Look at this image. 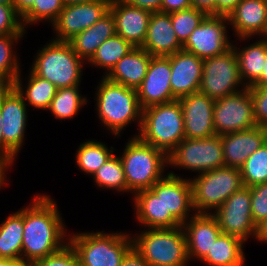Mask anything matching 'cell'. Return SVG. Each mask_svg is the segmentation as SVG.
Here are the masks:
<instances>
[{"label":"cell","instance_id":"12","mask_svg":"<svg viewBox=\"0 0 267 266\" xmlns=\"http://www.w3.org/2000/svg\"><path fill=\"white\" fill-rule=\"evenodd\" d=\"M213 125L216 135L243 131L257 126L248 87L215 100Z\"/></svg>","mask_w":267,"mask_h":266},{"label":"cell","instance_id":"23","mask_svg":"<svg viewBox=\"0 0 267 266\" xmlns=\"http://www.w3.org/2000/svg\"><path fill=\"white\" fill-rule=\"evenodd\" d=\"M227 17L242 40L267 36V0H241Z\"/></svg>","mask_w":267,"mask_h":266},{"label":"cell","instance_id":"19","mask_svg":"<svg viewBox=\"0 0 267 266\" xmlns=\"http://www.w3.org/2000/svg\"><path fill=\"white\" fill-rule=\"evenodd\" d=\"M109 10L115 18L116 34L133 47H142L152 13L123 0H111Z\"/></svg>","mask_w":267,"mask_h":266},{"label":"cell","instance_id":"44","mask_svg":"<svg viewBox=\"0 0 267 266\" xmlns=\"http://www.w3.org/2000/svg\"><path fill=\"white\" fill-rule=\"evenodd\" d=\"M193 7L192 0H162L161 12L172 13Z\"/></svg>","mask_w":267,"mask_h":266},{"label":"cell","instance_id":"54","mask_svg":"<svg viewBox=\"0 0 267 266\" xmlns=\"http://www.w3.org/2000/svg\"><path fill=\"white\" fill-rule=\"evenodd\" d=\"M0 155L4 156V138L2 133V116L0 113Z\"/></svg>","mask_w":267,"mask_h":266},{"label":"cell","instance_id":"11","mask_svg":"<svg viewBox=\"0 0 267 266\" xmlns=\"http://www.w3.org/2000/svg\"><path fill=\"white\" fill-rule=\"evenodd\" d=\"M242 84L238 58L233 47L225 53L203 60V73L199 92L217 100L236 93Z\"/></svg>","mask_w":267,"mask_h":266},{"label":"cell","instance_id":"46","mask_svg":"<svg viewBox=\"0 0 267 266\" xmlns=\"http://www.w3.org/2000/svg\"><path fill=\"white\" fill-rule=\"evenodd\" d=\"M120 266H149L143 257L132 247L123 258Z\"/></svg>","mask_w":267,"mask_h":266},{"label":"cell","instance_id":"2","mask_svg":"<svg viewBox=\"0 0 267 266\" xmlns=\"http://www.w3.org/2000/svg\"><path fill=\"white\" fill-rule=\"evenodd\" d=\"M136 136L168 156L185 138L179 100L143 109L139 133Z\"/></svg>","mask_w":267,"mask_h":266},{"label":"cell","instance_id":"14","mask_svg":"<svg viewBox=\"0 0 267 266\" xmlns=\"http://www.w3.org/2000/svg\"><path fill=\"white\" fill-rule=\"evenodd\" d=\"M212 215L223 234L237 237L243 242L250 235L256 236L257 226L251 213L250 187L243 186L234 192Z\"/></svg>","mask_w":267,"mask_h":266},{"label":"cell","instance_id":"26","mask_svg":"<svg viewBox=\"0 0 267 266\" xmlns=\"http://www.w3.org/2000/svg\"><path fill=\"white\" fill-rule=\"evenodd\" d=\"M115 34V18L109 10L94 25L75 35L68 42L81 59L89 61L98 47Z\"/></svg>","mask_w":267,"mask_h":266},{"label":"cell","instance_id":"21","mask_svg":"<svg viewBox=\"0 0 267 266\" xmlns=\"http://www.w3.org/2000/svg\"><path fill=\"white\" fill-rule=\"evenodd\" d=\"M224 166L240 169L247 158L266 141L265 127L254 128L220 135Z\"/></svg>","mask_w":267,"mask_h":266},{"label":"cell","instance_id":"18","mask_svg":"<svg viewBox=\"0 0 267 266\" xmlns=\"http://www.w3.org/2000/svg\"><path fill=\"white\" fill-rule=\"evenodd\" d=\"M178 100L183 113L185 138L200 139L216 135L213 125L214 99L198 91Z\"/></svg>","mask_w":267,"mask_h":266},{"label":"cell","instance_id":"48","mask_svg":"<svg viewBox=\"0 0 267 266\" xmlns=\"http://www.w3.org/2000/svg\"><path fill=\"white\" fill-rule=\"evenodd\" d=\"M192 6L207 15H215V0H192Z\"/></svg>","mask_w":267,"mask_h":266},{"label":"cell","instance_id":"7","mask_svg":"<svg viewBox=\"0 0 267 266\" xmlns=\"http://www.w3.org/2000/svg\"><path fill=\"white\" fill-rule=\"evenodd\" d=\"M82 61L69 42L53 40L37 53L31 70L57 89L72 87L81 82Z\"/></svg>","mask_w":267,"mask_h":266},{"label":"cell","instance_id":"42","mask_svg":"<svg viewBox=\"0 0 267 266\" xmlns=\"http://www.w3.org/2000/svg\"><path fill=\"white\" fill-rule=\"evenodd\" d=\"M33 266H80L77 254L69 243L60 251L37 260Z\"/></svg>","mask_w":267,"mask_h":266},{"label":"cell","instance_id":"49","mask_svg":"<svg viewBox=\"0 0 267 266\" xmlns=\"http://www.w3.org/2000/svg\"><path fill=\"white\" fill-rule=\"evenodd\" d=\"M35 0H14L13 5L16 13L22 17L34 4Z\"/></svg>","mask_w":267,"mask_h":266},{"label":"cell","instance_id":"39","mask_svg":"<svg viewBox=\"0 0 267 266\" xmlns=\"http://www.w3.org/2000/svg\"><path fill=\"white\" fill-rule=\"evenodd\" d=\"M62 0H35L33 6L21 17L23 28L44 19L52 23L58 18L64 8Z\"/></svg>","mask_w":267,"mask_h":266},{"label":"cell","instance_id":"1","mask_svg":"<svg viewBox=\"0 0 267 266\" xmlns=\"http://www.w3.org/2000/svg\"><path fill=\"white\" fill-rule=\"evenodd\" d=\"M64 235L55 202L44 194L34 196L32 205L24 208L22 259L34 263L60 251L67 245Z\"/></svg>","mask_w":267,"mask_h":266},{"label":"cell","instance_id":"13","mask_svg":"<svg viewBox=\"0 0 267 266\" xmlns=\"http://www.w3.org/2000/svg\"><path fill=\"white\" fill-rule=\"evenodd\" d=\"M26 102L13 86L0 91L4 156L14 160L22 144L27 121Z\"/></svg>","mask_w":267,"mask_h":266},{"label":"cell","instance_id":"55","mask_svg":"<svg viewBox=\"0 0 267 266\" xmlns=\"http://www.w3.org/2000/svg\"><path fill=\"white\" fill-rule=\"evenodd\" d=\"M64 5H73V4H80V3H87L94 0H62Z\"/></svg>","mask_w":267,"mask_h":266},{"label":"cell","instance_id":"3","mask_svg":"<svg viewBox=\"0 0 267 266\" xmlns=\"http://www.w3.org/2000/svg\"><path fill=\"white\" fill-rule=\"evenodd\" d=\"M125 147L120 159L124 168L127 192L137 193L150 189L163 178V170L168 165V159L162 151L143 142L136 135Z\"/></svg>","mask_w":267,"mask_h":266},{"label":"cell","instance_id":"43","mask_svg":"<svg viewBox=\"0 0 267 266\" xmlns=\"http://www.w3.org/2000/svg\"><path fill=\"white\" fill-rule=\"evenodd\" d=\"M257 126H267V85L249 86Z\"/></svg>","mask_w":267,"mask_h":266},{"label":"cell","instance_id":"29","mask_svg":"<svg viewBox=\"0 0 267 266\" xmlns=\"http://www.w3.org/2000/svg\"><path fill=\"white\" fill-rule=\"evenodd\" d=\"M24 208L8 216L0 225V258H22Z\"/></svg>","mask_w":267,"mask_h":266},{"label":"cell","instance_id":"31","mask_svg":"<svg viewBox=\"0 0 267 266\" xmlns=\"http://www.w3.org/2000/svg\"><path fill=\"white\" fill-rule=\"evenodd\" d=\"M135 197L136 217L142 225L163 228V205L161 199L151 189L133 194Z\"/></svg>","mask_w":267,"mask_h":266},{"label":"cell","instance_id":"4","mask_svg":"<svg viewBox=\"0 0 267 266\" xmlns=\"http://www.w3.org/2000/svg\"><path fill=\"white\" fill-rule=\"evenodd\" d=\"M97 90L99 119L115 136L132 121L137 120L141 125L142 109L136 89L110 81L103 76Z\"/></svg>","mask_w":267,"mask_h":266},{"label":"cell","instance_id":"20","mask_svg":"<svg viewBox=\"0 0 267 266\" xmlns=\"http://www.w3.org/2000/svg\"><path fill=\"white\" fill-rule=\"evenodd\" d=\"M172 95L178 100L199 91L203 73V59L184 50L169 56Z\"/></svg>","mask_w":267,"mask_h":266},{"label":"cell","instance_id":"6","mask_svg":"<svg viewBox=\"0 0 267 266\" xmlns=\"http://www.w3.org/2000/svg\"><path fill=\"white\" fill-rule=\"evenodd\" d=\"M121 233L87 232L69 237L80 266H120L133 247V238Z\"/></svg>","mask_w":267,"mask_h":266},{"label":"cell","instance_id":"32","mask_svg":"<svg viewBox=\"0 0 267 266\" xmlns=\"http://www.w3.org/2000/svg\"><path fill=\"white\" fill-rule=\"evenodd\" d=\"M134 47L120 35L115 34L104 41L88 61L94 66L107 69L108 74L117 62L127 55Z\"/></svg>","mask_w":267,"mask_h":266},{"label":"cell","instance_id":"37","mask_svg":"<svg viewBox=\"0 0 267 266\" xmlns=\"http://www.w3.org/2000/svg\"><path fill=\"white\" fill-rule=\"evenodd\" d=\"M98 187L127 191L124 168L120 157L114 154L93 175Z\"/></svg>","mask_w":267,"mask_h":266},{"label":"cell","instance_id":"33","mask_svg":"<svg viewBox=\"0 0 267 266\" xmlns=\"http://www.w3.org/2000/svg\"><path fill=\"white\" fill-rule=\"evenodd\" d=\"M110 149L102 142L94 140L82 143L76 153L77 166L87 174L94 175L113 154V147Z\"/></svg>","mask_w":267,"mask_h":266},{"label":"cell","instance_id":"50","mask_svg":"<svg viewBox=\"0 0 267 266\" xmlns=\"http://www.w3.org/2000/svg\"><path fill=\"white\" fill-rule=\"evenodd\" d=\"M12 162H14V160H12L6 156L0 155V188H1V186H3V184L6 183V180H5L6 177H4L6 175H4V174H5L6 169L12 165ZM4 181H5V183H4Z\"/></svg>","mask_w":267,"mask_h":266},{"label":"cell","instance_id":"8","mask_svg":"<svg viewBox=\"0 0 267 266\" xmlns=\"http://www.w3.org/2000/svg\"><path fill=\"white\" fill-rule=\"evenodd\" d=\"M190 181L195 213H211L209 209L216 210L244 186L240 170L227 166L201 173Z\"/></svg>","mask_w":267,"mask_h":266},{"label":"cell","instance_id":"41","mask_svg":"<svg viewBox=\"0 0 267 266\" xmlns=\"http://www.w3.org/2000/svg\"><path fill=\"white\" fill-rule=\"evenodd\" d=\"M23 33L25 34V29L14 5L0 4V36Z\"/></svg>","mask_w":267,"mask_h":266},{"label":"cell","instance_id":"35","mask_svg":"<svg viewBox=\"0 0 267 266\" xmlns=\"http://www.w3.org/2000/svg\"><path fill=\"white\" fill-rule=\"evenodd\" d=\"M24 34H8L0 36V82L12 86L20 73L16 54L13 53L14 41L20 40Z\"/></svg>","mask_w":267,"mask_h":266},{"label":"cell","instance_id":"45","mask_svg":"<svg viewBox=\"0 0 267 266\" xmlns=\"http://www.w3.org/2000/svg\"><path fill=\"white\" fill-rule=\"evenodd\" d=\"M131 6H135L151 13L161 12L162 0H123Z\"/></svg>","mask_w":267,"mask_h":266},{"label":"cell","instance_id":"53","mask_svg":"<svg viewBox=\"0 0 267 266\" xmlns=\"http://www.w3.org/2000/svg\"><path fill=\"white\" fill-rule=\"evenodd\" d=\"M267 85V56L264 61V66L260 77L251 86H265Z\"/></svg>","mask_w":267,"mask_h":266},{"label":"cell","instance_id":"51","mask_svg":"<svg viewBox=\"0 0 267 266\" xmlns=\"http://www.w3.org/2000/svg\"><path fill=\"white\" fill-rule=\"evenodd\" d=\"M0 266H33L32 262L20 259H3L0 258Z\"/></svg>","mask_w":267,"mask_h":266},{"label":"cell","instance_id":"34","mask_svg":"<svg viewBox=\"0 0 267 266\" xmlns=\"http://www.w3.org/2000/svg\"><path fill=\"white\" fill-rule=\"evenodd\" d=\"M78 86L57 89L48 108L54 117L60 120L73 118L82 107L81 105L87 103L86 97H81L79 94Z\"/></svg>","mask_w":267,"mask_h":266},{"label":"cell","instance_id":"30","mask_svg":"<svg viewBox=\"0 0 267 266\" xmlns=\"http://www.w3.org/2000/svg\"><path fill=\"white\" fill-rule=\"evenodd\" d=\"M27 90H23L20 74L15 79L13 87L29 105L34 108L48 109L55 97L57 88L46 79L37 76L32 70L29 74Z\"/></svg>","mask_w":267,"mask_h":266},{"label":"cell","instance_id":"52","mask_svg":"<svg viewBox=\"0 0 267 266\" xmlns=\"http://www.w3.org/2000/svg\"><path fill=\"white\" fill-rule=\"evenodd\" d=\"M256 238L261 242H267V219L257 226Z\"/></svg>","mask_w":267,"mask_h":266},{"label":"cell","instance_id":"5","mask_svg":"<svg viewBox=\"0 0 267 266\" xmlns=\"http://www.w3.org/2000/svg\"><path fill=\"white\" fill-rule=\"evenodd\" d=\"M133 238V248L149 266H186L189 261L182 226L151 228Z\"/></svg>","mask_w":267,"mask_h":266},{"label":"cell","instance_id":"22","mask_svg":"<svg viewBox=\"0 0 267 266\" xmlns=\"http://www.w3.org/2000/svg\"><path fill=\"white\" fill-rule=\"evenodd\" d=\"M189 222L182 227L186 235L187 255L200 259L206 256L214 241L222 233L212 213H194Z\"/></svg>","mask_w":267,"mask_h":266},{"label":"cell","instance_id":"27","mask_svg":"<svg viewBox=\"0 0 267 266\" xmlns=\"http://www.w3.org/2000/svg\"><path fill=\"white\" fill-rule=\"evenodd\" d=\"M243 243L237 237L221 233L201 261L209 266H243Z\"/></svg>","mask_w":267,"mask_h":266},{"label":"cell","instance_id":"38","mask_svg":"<svg viewBox=\"0 0 267 266\" xmlns=\"http://www.w3.org/2000/svg\"><path fill=\"white\" fill-rule=\"evenodd\" d=\"M169 14L173 29L182 45L186 43L193 30L198 27L207 16L205 12L194 7Z\"/></svg>","mask_w":267,"mask_h":266},{"label":"cell","instance_id":"25","mask_svg":"<svg viewBox=\"0 0 267 266\" xmlns=\"http://www.w3.org/2000/svg\"><path fill=\"white\" fill-rule=\"evenodd\" d=\"M152 56L141 47H134L104 77L128 88L137 89L146 76Z\"/></svg>","mask_w":267,"mask_h":266},{"label":"cell","instance_id":"36","mask_svg":"<svg viewBox=\"0 0 267 266\" xmlns=\"http://www.w3.org/2000/svg\"><path fill=\"white\" fill-rule=\"evenodd\" d=\"M239 170L246 187L267 182V141L247 158Z\"/></svg>","mask_w":267,"mask_h":266},{"label":"cell","instance_id":"56","mask_svg":"<svg viewBox=\"0 0 267 266\" xmlns=\"http://www.w3.org/2000/svg\"><path fill=\"white\" fill-rule=\"evenodd\" d=\"M14 0H0V4L13 5Z\"/></svg>","mask_w":267,"mask_h":266},{"label":"cell","instance_id":"16","mask_svg":"<svg viewBox=\"0 0 267 266\" xmlns=\"http://www.w3.org/2000/svg\"><path fill=\"white\" fill-rule=\"evenodd\" d=\"M110 3L111 0H94L65 5L52 23L54 31L58 34L54 40L68 42L75 35L88 29L109 11Z\"/></svg>","mask_w":267,"mask_h":266},{"label":"cell","instance_id":"28","mask_svg":"<svg viewBox=\"0 0 267 266\" xmlns=\"http://www.w3.org/2000/svg\"><path fill=\"white\" fill-rule=\"evenodd\" d=\"M238 58L239 75L246 87L251 86L261 75L267 56V37L241 49L232 45Z\"/></svg>","mask_w":267,"mask_h":266},{"label":"cell","instance_id":"10","mask_svg":"<svg viewBox=\"0 0 267 266\" xmlns=\"http://www.w3.org/2000/svg\"><path fill=\"white\" fill-rule=\"evenodd\" d=\"M150 189L162 201L163 228L182 226L189 218L188 211L191 208L194 211L190 179H183L170 172Z\"/></svg>","mask_w":267,"mask_h":266},{"label":"cell","instance_id":"24","mask_svg":"<svg viewBox=\"0 0 267 266\" xmlns=\"http://www.w3.org/2000/svg\"><path fill=\"white\" fill-rule=\"evenodd\" d=\"M172 26L170 14L155 12L151 14L147 36L143 48L152 57L170 56L182 50Z\"/></svg>","mask_w":267,"mask_h":266},{"label":"cell","instance_id":"47","mask_svg":"<svg viewBox=\"0 0 267 266\" xmlns=\"http://www.w3.org/2000/svg\"><path fill=\"white\" fill-rule=\"evenodd\" d=\"M241 0H215V15L228 16Z\"/></svg>","mask_w":267,"mask_h":266},{"label":"cell","instance_id":"17","mask_svg":"<svg viewBox=\"0 0 267 266\" xmlns=\"http://www.w3.org/2000/svg\"><path fill=\"white\" fill-rule=\"evenodd\" d=\"M169 56L152 57L141 85L136 89L141 109L177 100L172 95Z\"/></svg>","mask_w":267,"mask_h":266},{"label":"cell","instance_id":"9","mask_svg":"<svg viewBox=\"0 0 267 266\" xmlns=\"http://www.w3.org/2000/svg\"><path fill=\"white\" fill-rule=\"evenodd\" d=\"M168 164L181 167L199 174L224 166L221 137L184 138L167 156Z\"/></svg>","mask_w":267,"mask_h":266},{"label":"cell","instance_id":"40","mask_svg":"<svg viewBox=\"0 0 267 266\" xmlns=\"http://www.w3.org/2000/svg\"><path fill=\"white\" fill-rule=\"evenodd\" d=\"M251 213L256 226L267 219V182L250 187Z\"/></svg>","mask_w":267,"mask_h":266},{"label":"cell","instance_id":"15","mask_svg":"<svg viewBox=\"0 0 267 266\" xmlns=\"http://www.w3.org/2000/svg\"><path fill=\"white\" fill-rule=\"evenodd\" d=\"M226 22L229 23L227 16L207 15L193 30L182 50L203 60L225 53L232 47L226 35Z\"/></svg>","mask_w":267,"mask_h":266},{"label":"cell","instance_id":"57","mask_svg":"<svg viewBox=\"0 0 267 266\" xmlns=\"http://www.w3.org/2000/svg\"><path fill=\"white\" fill-rule=\"evenodd\" d=\"M5 87L3 83L0 82V91Z\"/></svg>","mask_w":267,"mask_h":266}]
</instances>
